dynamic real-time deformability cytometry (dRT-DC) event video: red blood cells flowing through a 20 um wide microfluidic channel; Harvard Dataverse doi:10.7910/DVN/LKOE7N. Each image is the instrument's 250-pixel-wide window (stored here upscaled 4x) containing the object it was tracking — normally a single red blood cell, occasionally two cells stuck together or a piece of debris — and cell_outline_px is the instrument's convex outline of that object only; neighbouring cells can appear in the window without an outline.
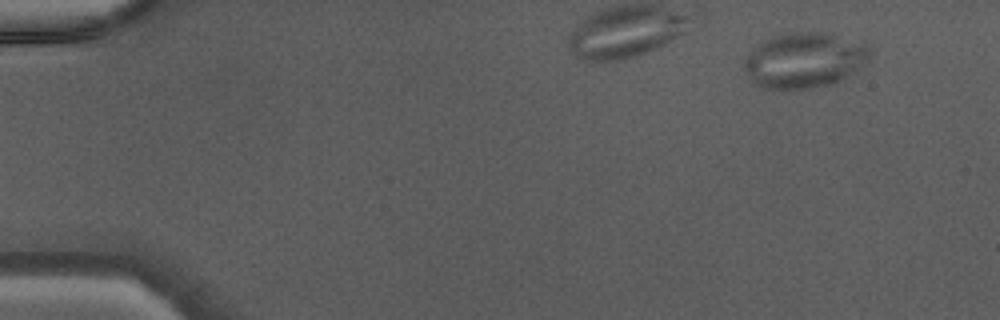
{"species": "Egyptian fruit bat (a non-hibernating species)", "species_latin": "Rousettus aegyptiacus", "temperature_condition": "warm", "stored_images_in_passage": 32, "camera_frame_rate_fps": 3000, "um_per_image_px": 0.085, "animal": {"sex": "male"}, "frame": {"image": 1, "passage_image": 1, "time_ms": 0.0, "image_size_px": [1000, 320], "cell_outline_px": [[872, 52], [868, 60], [860, 68], [848, 76], [832, 84], [808, 88], [764, 88], [752, 84], [744, 68], [744, 60], [752, 48], [764, 40], [780, 32], [824, 32], [864, 40], [868, 44]], "centroid_in_image_um": [68.41, 5.08], "position_along_channel_um": 16.6, "area_um2": 41.27}}
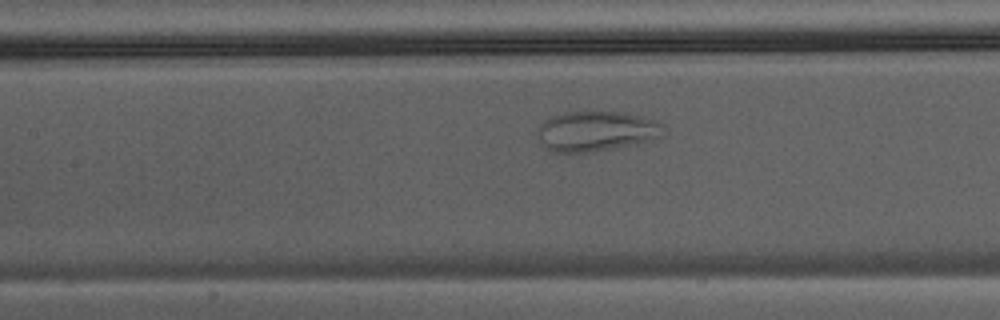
{"frame": {"image": 2, "passage_image": 14, "time_ms": 4.333, "image_size_px": [1000, 320], "cell_outline_px": [[664, 136], [636, 144], [592, 152], [548, 152], [544, 148], [536, 132], [536, 128], [544, 120], [552, 116], [564, 112], [624, 112], [656, 120], [664, 124]], "centroid_in_image_um": [50.67, 11.16], "position_along_channel_um": 156.7, "area_um2": 29.82}}